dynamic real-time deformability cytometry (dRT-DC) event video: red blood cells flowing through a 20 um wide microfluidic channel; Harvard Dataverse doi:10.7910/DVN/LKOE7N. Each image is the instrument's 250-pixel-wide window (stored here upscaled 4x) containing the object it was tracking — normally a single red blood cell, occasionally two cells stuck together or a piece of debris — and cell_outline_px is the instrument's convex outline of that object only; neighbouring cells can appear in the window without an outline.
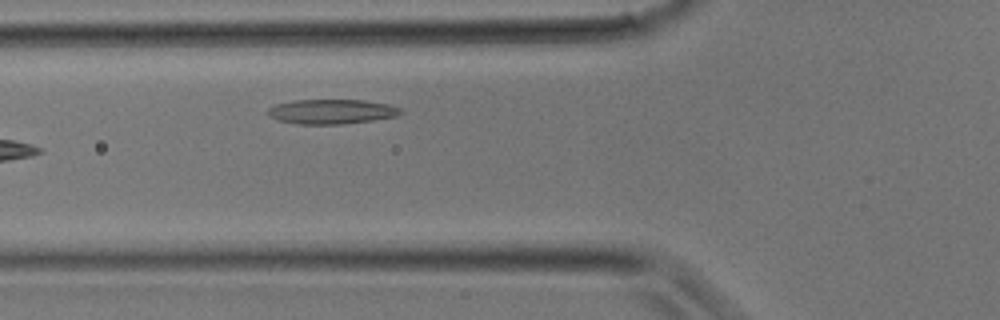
{"species": "common noctule bat (a hibernating species)", "species_latin": "Nyctalus noctula", "temperature_condition": "room temperature", "stored_images_in_passage": 5, "camera_frame_rate_fps": 3000, "um_per_image_px": 0.085, "animal": {"sex": "male", "body_mass_g": 17.9}, "frame": {"image": 1, "passage_image": 3, "time_ms": 0.667, "image_size_px": [1000, 320], "cell_outline_px": [[404, 112], [396, 116], [372, 120], [344, 124], [300, 124], [276, 120], [268, 116], [268, 108], [276, 104], [292, 100], [364, 100], [388, 104], [400, 108]], "centroid_in_image_um": [28.17, 9.48], "position_along_channel_um": 97.6, "area_um2": 19.13}}
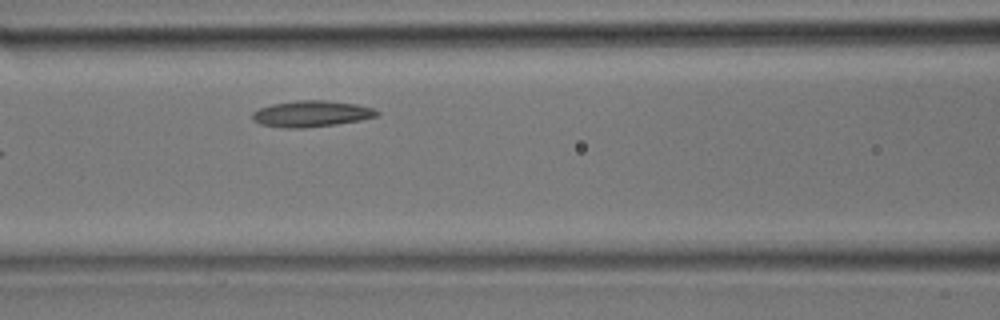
{"frame": {"image": 2, "passage_image": 5, "time_ms": 1.333, "image_size_px": [1000, 320], "cell_outline_px": [[380, 112], [376, 116], [360, 120], [336, 124], [304, 128], [280, 128], [260, 124], [252, 120], [252, 112], [260, 108], [272, 104], [296, 100], [324, 100], [356, 104], [372, 108]], "centroid_in_image_um": [26.42, 9.67], "position_along_channel_um": 140.2, "area_um2": 19.02}}